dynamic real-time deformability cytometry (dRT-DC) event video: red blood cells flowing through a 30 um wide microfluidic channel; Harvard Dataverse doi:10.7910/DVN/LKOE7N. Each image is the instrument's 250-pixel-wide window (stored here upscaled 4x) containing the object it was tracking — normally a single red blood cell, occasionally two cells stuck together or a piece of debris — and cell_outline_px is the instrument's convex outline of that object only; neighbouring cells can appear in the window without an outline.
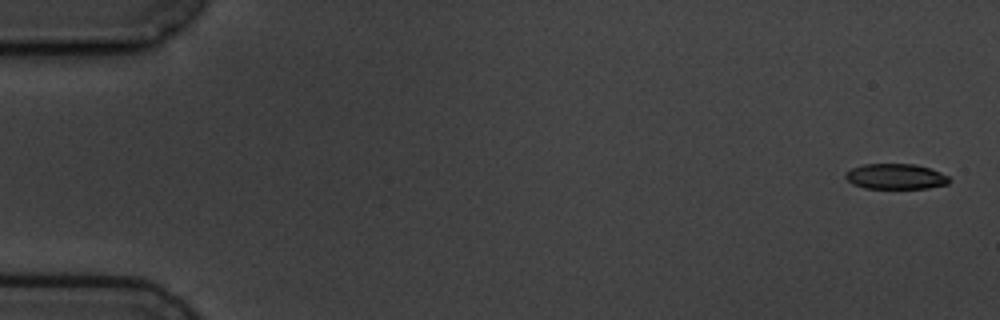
{"species": "common noctule bat (a hibernating species)", "species_latin": "Nyctalus noctula", "temperature_condition": "cold", "stored_images_in_passage": 6, "camera_frame_rate_fps": 3000, "um_per_image_px": 0.085, "animal": {"sex": "male", "body_mass_g": 19.5, "forearm_length_mm": 54.6}, "frame": {"image": 1, "passage_image": 1, "time_ms": 0.0, "image_size_px": [1000, 320], "cell_outline_px": [[952, 180], [948, 184], [928, 188], [864, 188], [852, 184], [844, 176], [852, 168], [864, 164], [916, 164], [940, 172], [948, 176]], "centroid_in_image_um": [76.15, 15.0], "position_along_channel_um": 8.8, "area_um2": 15.32}}
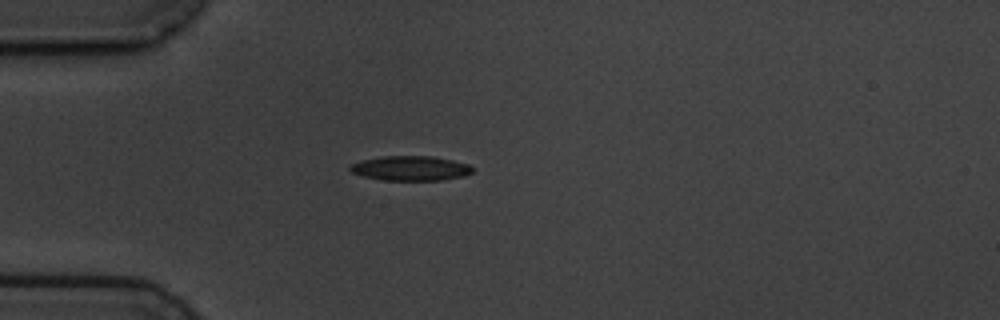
{"frame": {"image": 2, "passage_image": 5, "time_ms": 4.667, "image_size_px": [1000, 320], "cell_outline_px": [[472, 172], [464, 176], [444, 180], [384, 180], [364, 176], [352, 172], [348, 168], [352, 164], [360, 160], [384, 156], [432, 156], [452, 160], [468, 164], [472, 168]], "centroid_in_image_um": [34.9, 14.3], "position_along_channel_um": 50.1, "area_um2": 17.51}}